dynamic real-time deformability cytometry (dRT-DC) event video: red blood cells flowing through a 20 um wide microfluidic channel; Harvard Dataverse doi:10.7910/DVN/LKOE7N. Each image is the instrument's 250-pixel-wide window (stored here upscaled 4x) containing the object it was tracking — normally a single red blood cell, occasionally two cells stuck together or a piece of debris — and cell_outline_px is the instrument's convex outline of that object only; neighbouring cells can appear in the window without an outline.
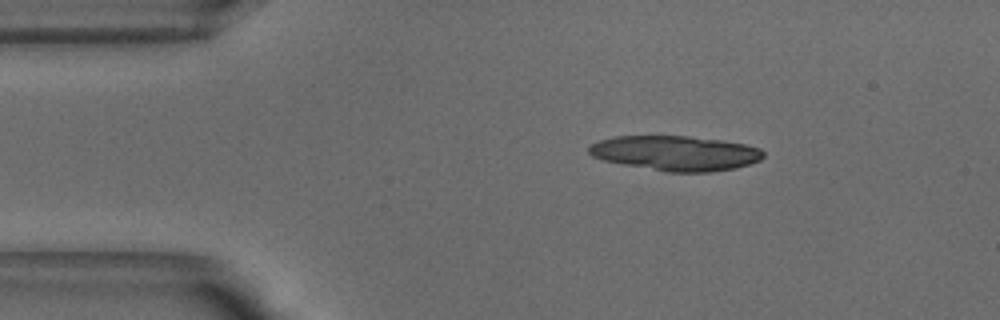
{"species": "common noctule bat (a hibernating species)", "species_latin": "Nyctalus noctula", "temperature_condition": "warm", "stored_images_in_passage": 45, "segment_of_instrument_passage": [1, 2], "camera_frame_rate_fps": 3000, "um_per_image_px": 0.085, "animal": {"sex": "male", "body_mass_g": 18.8}, "frame": {"image": 1, "passage_image": 1, "time_ms": 0.0, "image_size_px": [1000, 320], "cell_outline_px": [[764, 156], [760, 160], [736, 168], [708, 172], [668, 172], [624, 164], [604, 160], [592, 156], [588, 152], [588, 148], [592, 144], [600, 140], [616, 136], [688, 136], [724, 140], [744, 144], [760, 148], [764, 152]], "centroid_in_image_um": [57.45, 13.01], "position_along_channel_um": 27.6, "area_um2": 35.32}}